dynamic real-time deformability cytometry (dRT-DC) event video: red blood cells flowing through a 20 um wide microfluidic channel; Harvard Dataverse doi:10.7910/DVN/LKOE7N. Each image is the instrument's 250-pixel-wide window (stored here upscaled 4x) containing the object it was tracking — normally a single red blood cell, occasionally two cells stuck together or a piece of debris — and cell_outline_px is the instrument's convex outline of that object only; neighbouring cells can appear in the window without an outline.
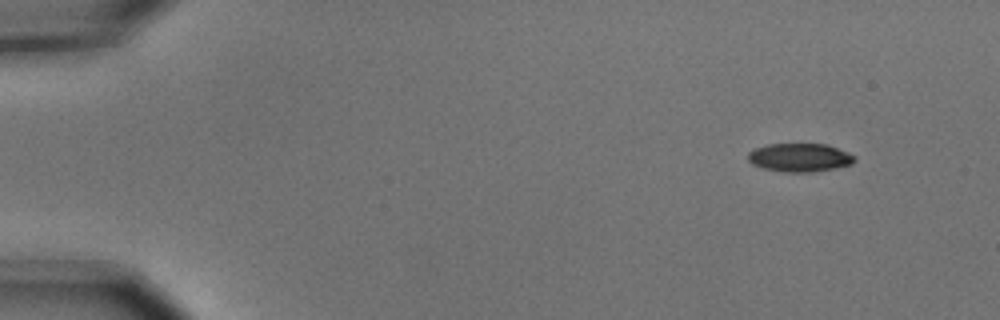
{"species": "common noctule bat (a hibernating species)", "species_latin": "Nyctalus noctula", "temperature_condition": "cold", "stored_images_in_passage": 4, "camera_frame_rate_fps": 3000, "um_per_image_px": 0.085, "animal": {"sex": "male", "body_mass_g": 15.6}, "frame": {"image": 1, "passage_image": 1, "time_ms": 0.0, "image_size_px": [1000, 320], "cell_outline_px": [[856, 160], [852, 164], [812, 172], [784, 172], [764, 168], [752, 164], [748, 160], [748, 152], [756, 148], [768, 144], [828, 144], [848, 152], [856, 156]], "centroid_in_image_um": [67.99, 13.38], "position_along_channel_um": 17.0, "area_um2": 17.63}}
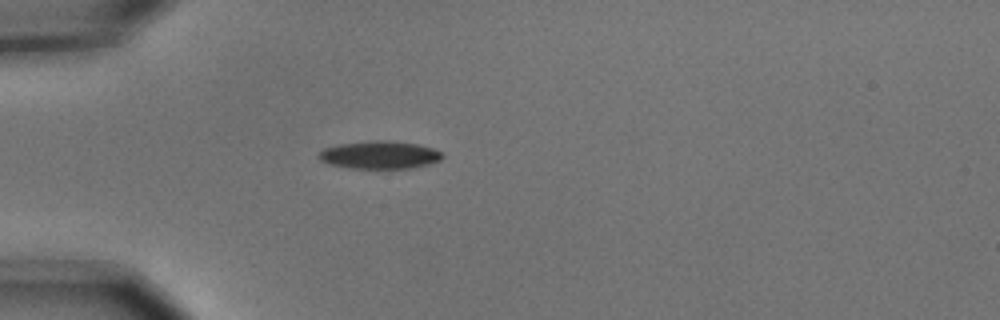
{"frame": {"image": 2, "passage_image": 4, "time_ms": 1.0, "image_size_px": [1000, 320], "cell_outline_px": [[444, 156], [440, 160], [428, 164], [412, 168], [348, 168], [328, 164], [320, 160], [316, 156], [324, 148], [340, 144], [372, 140], [388, 140], [416, 144], [432, 148], [444, 152]], "centroid_in_image_um": [32.26, 13.17], "position_along_channel_um": 52.7, "area_um2": 20.11}}